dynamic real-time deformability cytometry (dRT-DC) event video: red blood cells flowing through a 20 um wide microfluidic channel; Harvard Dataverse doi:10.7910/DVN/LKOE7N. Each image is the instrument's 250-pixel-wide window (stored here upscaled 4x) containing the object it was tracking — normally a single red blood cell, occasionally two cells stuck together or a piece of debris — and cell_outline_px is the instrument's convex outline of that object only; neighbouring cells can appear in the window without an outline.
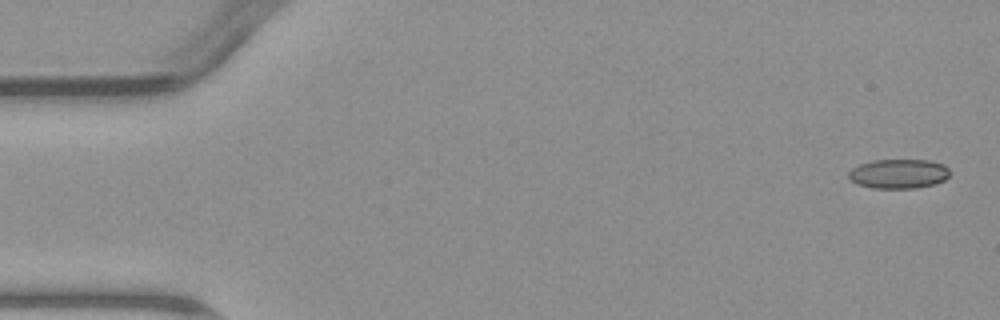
{"species": "common noctule bat (a hibernating species)", "species_latin": "Nyctalus noctula", "temperature_condition": "warm", "stored_images_in_passage": 4, "camera_frame_rate_fps": 3000, "um_per_image_px": 0.085, "animal": {"sex": "male", "body_mass_g": 23.1, "forearm_length_mm": 52.7}, "frame": {"image": 1, "passage_image": 1, "time_ms": 0.0, "image_size_px": [1000, 320], "cell_outline_px": [[948, 176], [944, 180], [936, 184], [916, 188], [872, 188], [856, 184], [848, 176], [848, 172], [852, 168], [860, 164], [872, 160], [928, 160], [944, 164], [948, 168]], "centroid_in_image_um": [76.37, 14.77], "position_along_channel_um": 8.6, "area_um2": 17.4}}